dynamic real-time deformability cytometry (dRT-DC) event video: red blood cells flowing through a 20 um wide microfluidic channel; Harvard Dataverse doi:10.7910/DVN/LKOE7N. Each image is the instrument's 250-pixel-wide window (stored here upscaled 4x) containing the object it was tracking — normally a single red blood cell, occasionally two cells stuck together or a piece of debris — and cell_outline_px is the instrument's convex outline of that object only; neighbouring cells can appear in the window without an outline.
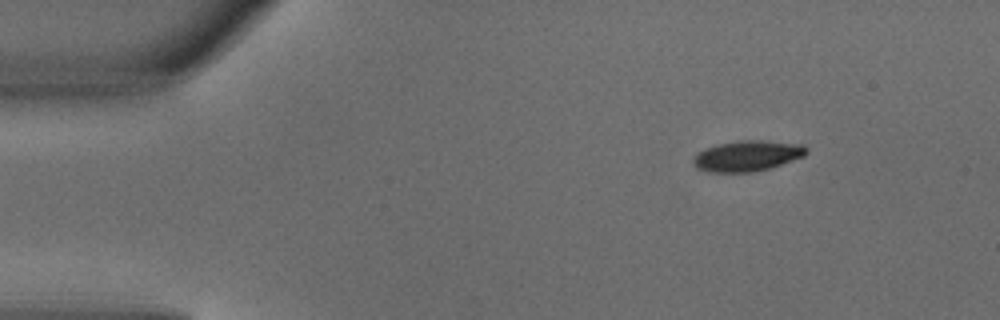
{"species": "common noctule bat (a hibernating species)", "species_latin": "Nyctalus noctula", "temperature_condition": "warm", "stored_images_in_passage": 3, "camera_frame_rate_fps": 3000, "um_per_image_px": 0.085, "animal": {"sex": "male", "body_mass_g": 18.8}, "frame": {"image": 1, "passage_image": 1, "time_ms": 0.0, "image_size_px": [1000, 320], "cell_outline_px": [[808, 152], [804, 156], [768, 168], [752, 172], [708, 172], [696, 168], [692, 164], [692, 160], [696, 152], [704, 148], [720, 144], [740, 140], [764, 140], [804, 144], [808, 148]], "centroid_in_image_um": [63.49, 13.24], "position_along_channel_um": 21.5, "area_um2": 20.35}}
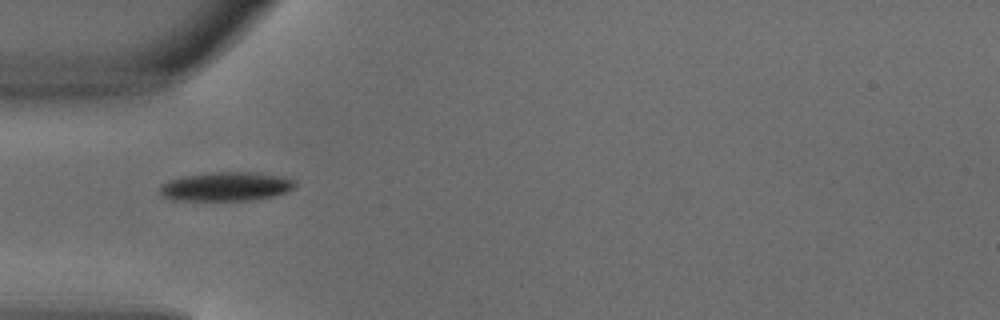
{"frame": {"image": 2, "passage_image": 3, "time_ms": 0.667, "image_size_px": [1000, 320], "cell_outline_px": [[296, 184], [292, 188], [284, 192], [272, 196], [248, 200], [172, 200], [164, 196], [160, 192], [160, 184], [168, 180], [180, 176], [212, 172], [256, 172], [280, 176], [296, 180]], "centroid_in_image_um": [19.17, 15.84], "position_along_channel_um": 65.8, "area_um2": 22.77}}